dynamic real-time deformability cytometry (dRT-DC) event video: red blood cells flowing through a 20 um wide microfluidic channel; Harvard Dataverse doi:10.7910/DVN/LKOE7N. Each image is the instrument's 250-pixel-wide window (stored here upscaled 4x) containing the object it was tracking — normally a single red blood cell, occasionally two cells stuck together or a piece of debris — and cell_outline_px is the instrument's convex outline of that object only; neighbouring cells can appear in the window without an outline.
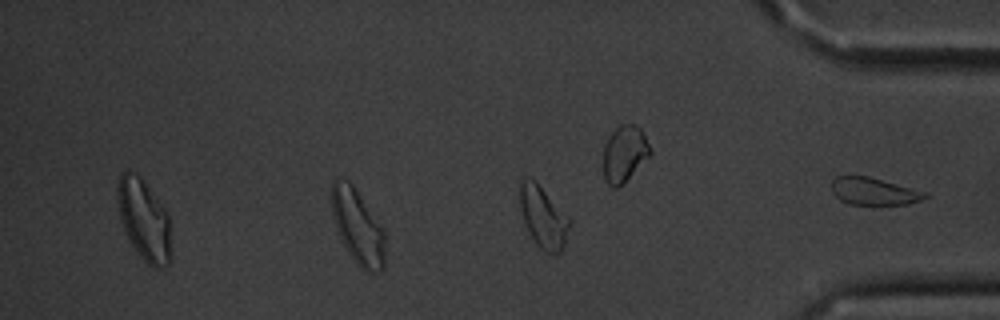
{"species": "common noctule bat (a hibernating species)", "species_latin": "Nyctalus noctula", "temperature_condition": "cold", "stored_images_in_passage": 37, "segment_of_instrument_passage": [2, 2], "camera_frame_rate_fps": 3000, "um_per_image_px": 0.085, "animal": {"sex": "male", "body_mass_g": 20.1, "forearm_length_mm": 53.5}, "frame": {"image": 1, "passage_image": 37, "time_ms": 12.0, "image_size_px": [1000, 320], "cell_outline_px": [[572, 224], [564, 244], [560, 252], [556, 256], [540, 248], [536, 244], [524, 220], [520, 208], [520, 180], [536, 180], [572, 220]], "centroid_in_image_um": [46.22, 18.47], "position_along_channel_um": 389.0, "area_um2": 17.74}}